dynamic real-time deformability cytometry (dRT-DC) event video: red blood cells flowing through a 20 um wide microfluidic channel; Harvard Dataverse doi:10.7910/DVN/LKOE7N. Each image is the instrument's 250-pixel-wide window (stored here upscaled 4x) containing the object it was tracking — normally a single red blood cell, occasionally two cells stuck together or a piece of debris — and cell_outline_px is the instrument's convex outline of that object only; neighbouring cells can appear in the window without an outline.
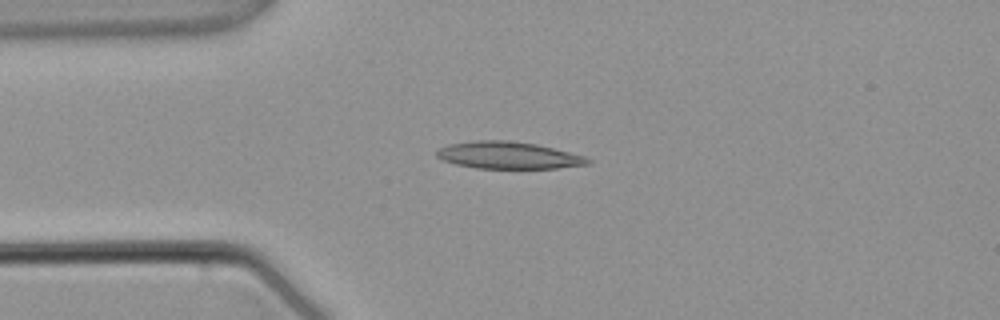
{"species": "common noctule bat (a hibernating species)", "species_latin": "Nyctalus noctula", "temperature_condition": "warm", "stored_images_in_passage": 4, "camera_frame_rate_fps": 3000, "um_per_image_px": 0.085, "animal": {"sex": "male", "body_mass_g": 21.5, "forearm_length_mm": 52.0}, "frame": {"image": 1, "passage_image": 3, "time_ms": 2.667, "image_size_px": [1000, 320], "cell_outline_px": [[592, 160], [588, 164], [556, 168], [476, 168], [456, 164], [444, 160], [436, 156], [436, 152], [440, 148], [448, 144], [476, 140], [508, 140], [536, 144], [584, 156]], "centroid_in_image_um": [43.18, 13.19], "position_along_channel_um": 41.8, "area_um2": 23.58}}